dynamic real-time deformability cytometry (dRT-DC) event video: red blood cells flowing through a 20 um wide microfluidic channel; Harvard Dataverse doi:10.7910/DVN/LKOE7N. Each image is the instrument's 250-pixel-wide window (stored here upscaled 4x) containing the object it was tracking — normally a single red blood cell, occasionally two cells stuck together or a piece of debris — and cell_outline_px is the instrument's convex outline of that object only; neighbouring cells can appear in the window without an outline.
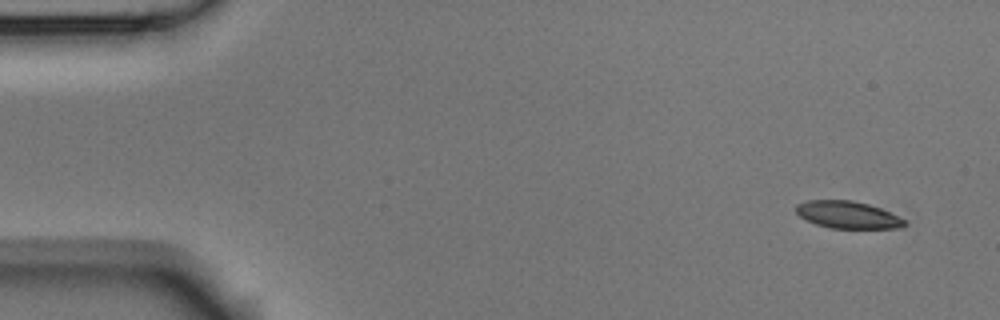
{"species": "Egyptian fruit bat (a non-hibernating species)", "species_latin": "Rousettus aegyptiacus", "temperature_condition": "room temperature", "stored_images_in_passage": 4, "camera_frame_rate_fps": 3000, "um_per_image_px": 0.085, "animal": {"sex": "male"}, "frame": {"image": 1, "passage_image": 1, "time_ms": 0.0, "image_size_px": [1000, 320], "cell_outline_px": [[908, 224], [900, 228], [832, 228], [816, 224], [800, 216], [796, 212], [796, 204], [808, 200], [852, 200], [868, 204], [880, 208], [904, 220]], "centroid_in_image_um": [72.04, 18.25], "position_along_channel_um": 13.0, "area_um2": 16.99}}
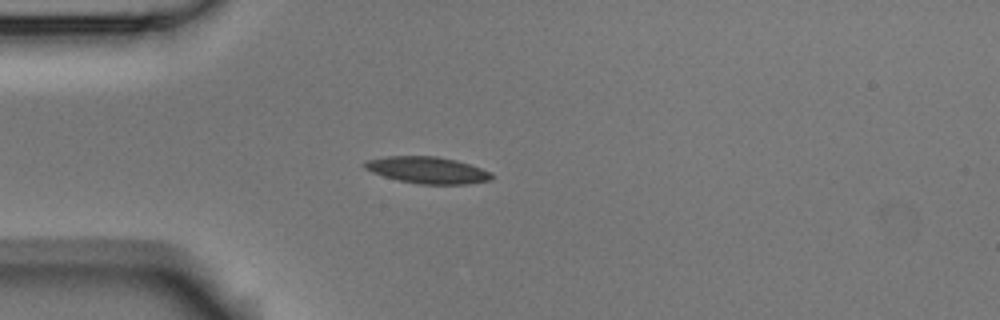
{"frame": {"image": 2, "passage_image": 4, "time_ms": 1.0, "image_size_px": [1000, 320], "cell_outline_px": [[492, 180], [468, 184], [420, 184], [400, 180], [384, 176], [372, 172], [364, 168], [360, 164], [364, 160], [388, 156], [436, 156], [456, 160], [492, 172]], "centroid_in_image_um": [36.3, 14.45], "position_along_channel_um": 48.7, "area_um2": 19.77}}